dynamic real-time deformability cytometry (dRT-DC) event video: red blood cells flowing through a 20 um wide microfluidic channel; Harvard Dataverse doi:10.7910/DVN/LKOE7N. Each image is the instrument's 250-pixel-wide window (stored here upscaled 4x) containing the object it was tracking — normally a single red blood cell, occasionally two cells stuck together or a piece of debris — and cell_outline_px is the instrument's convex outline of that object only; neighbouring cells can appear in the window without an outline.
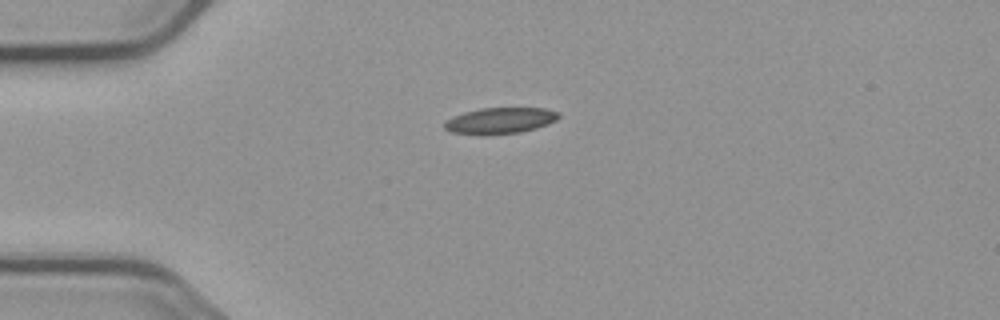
{"species": "common noctule bat (a hibernating species)", "species_latin": "Nyctalus noctula", "temperature_condition": "cold", "stored_images_in_passage": 6, "camera_frame_rate_fps": 3000, "um_per_image_px": 0.085, "animal": {"sex": "male", "body_mass_g": 23.1, "forearm_length_mm": 52.7}, "frame": {"image": 1, "passage_image": 6, "time_ms": 6.0, "image_size_px": [1000, 320], "cell_outline_px": [[560, 116], [556, 120], [548, 124], [536, 128], [520, 132], [452, 132], [444, 128], [444, 124], [452, 116], [464, 112], [480, 108], [544, 108], [556, 112]], "centroid_in_image_um": [42.55, 10.2], "position_along_channel_um": 42.4, "area_um2": 16.47}}